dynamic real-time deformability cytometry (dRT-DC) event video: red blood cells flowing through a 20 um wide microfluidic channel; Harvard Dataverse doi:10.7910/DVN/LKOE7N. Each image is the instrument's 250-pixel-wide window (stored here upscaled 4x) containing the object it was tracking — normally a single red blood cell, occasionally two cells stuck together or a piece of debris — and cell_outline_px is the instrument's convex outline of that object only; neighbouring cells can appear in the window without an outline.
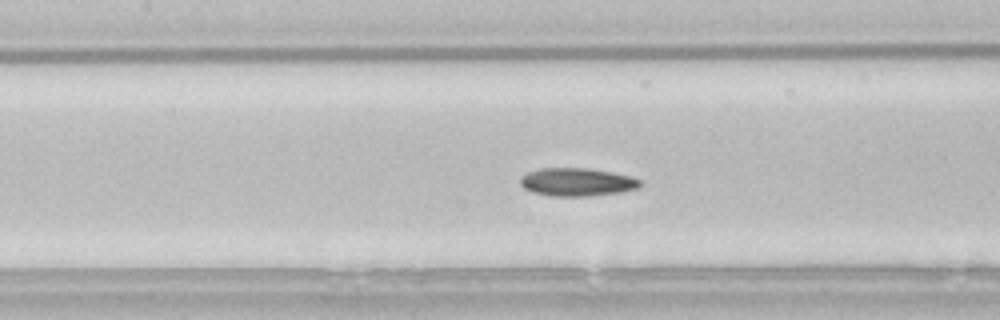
{"species": "common noctule bat (a hibernating species)", "species_latin": "Nyctalus noctula", "temperature_condition": "room temperature", "stored_images_in_passage": 43, "camera_frame_rate_fps": 3000, "um_per_image_px": 0.085, "animal": {"sex": "male", "body_mass_g": 21.5, "forearm_length_mm": 52.0}, "frame": {"image": 1, "passage_image": 13, "time_ms": 4.0, "image_size_px": [1000, 320], "cell_outline_px": [[644, 184], [640, 188], [620, 192], [588, 196], [552, 196], [536, 192], [524, 188], [520, 184], [520, 176], [528, 172], [540, 168], [588, 168], [612, 172], [632, 176], [640, 180]], "centroid_in_image_um": [49.09, 15.46], "position_along_channel_um": 158.3, "area_um2": 19.71}}
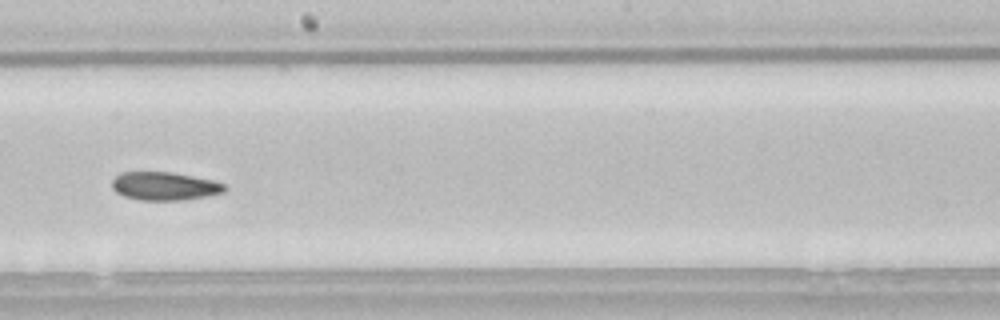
{"frame": {"image": 2, "passage_image": 19, "time_ms": 6.0, "image_size_px": [1000, 320], "cell_outline_px": [[228, 188], [224, 192], [208, 196], [184, 200], [140, 200], [124, 196], [116, 192], [112, 188], [112, 180], [120, 172], [172, 172], [212, 180], [224, 184]], "centroid_in_image_um": [13.99, 15.82], "position_along_channel_um": 234.2, "area_um2": 18.61}}
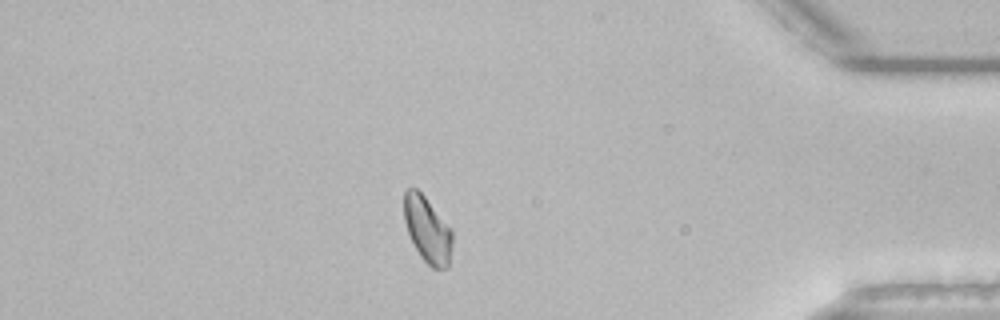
{"frame": {"image": 3, "passage_image": 35, "time_ms": 11.333, "image_size_px": [1000, 320], "cell_outline_px": [[452, 240], [448, 268], [432, 268], [420, 256], [408, 232], [404, 220], [404, 192], [408, 188], [416, 188], [424, 196], [452, 228]], "centroid_in_image_um": [36.33, 19.51], "position_along_channel_um": 398.9, "area_um2": 18.38}}